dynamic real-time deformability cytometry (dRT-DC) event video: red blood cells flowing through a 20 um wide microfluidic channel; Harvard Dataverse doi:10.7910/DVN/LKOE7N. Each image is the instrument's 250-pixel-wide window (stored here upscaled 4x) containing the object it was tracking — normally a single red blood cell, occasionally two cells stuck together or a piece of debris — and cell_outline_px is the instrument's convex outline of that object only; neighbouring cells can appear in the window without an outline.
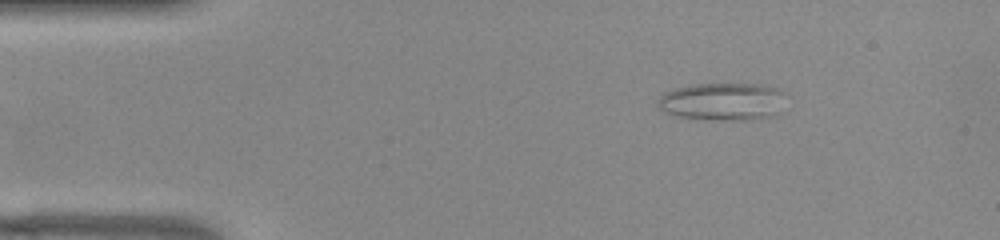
{"species": "common noctule bat (a hibernating species)", "species_latin": "Nyctalus noctula", "temperature_condition": "warm", "stored_images_in_passage": 45, "camera_frame_rate_fps": 3000, "um_per_image_px": 0.085, "animal": {"sex": "female", "body_mass_g": 22.0, "forearm_length_mm": 56.7}, "frame": {"image": 1, "passage_image": 1, "time_ms": 0.0, "image_size_px": [1000, 240], "cell_outline_px": [[780, 112], [772, 116], [748, 120], [712, 120], [676, 116], [664, 112], [656, 108], [656, 100], [664, 92], [672, 88], [692, 84], [764, 84], [780, 88]], "centroid_in_image_um": [61.31, 8.63], "position_along_channel_um": 23.7, "area_um2": 28.38}}
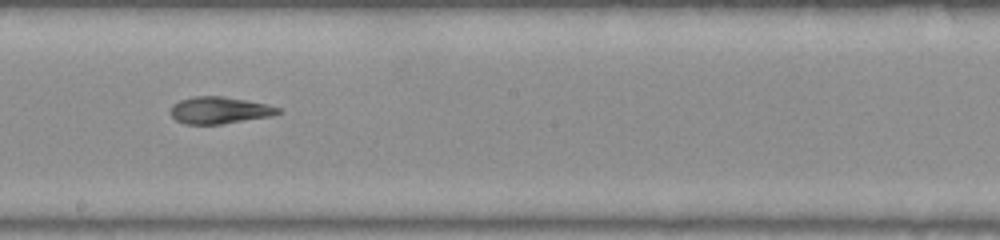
{"frame": {"image": 2, "passage_image": 22, "time_ms": 7.0, "image_size_px": [1000, 240], "cell_outline_px": [[280, 112], [272, 116], [220, 124], [184, 124], [176, 120], [168, 112], [172, 104], [180, 100], [192, 96], [224, 96], [268, 104], [280, 108]], "centroid_in_image_um": [18.61, 9.36], "position_along_channel_um": 229.6, "area_um2": 16.99}}
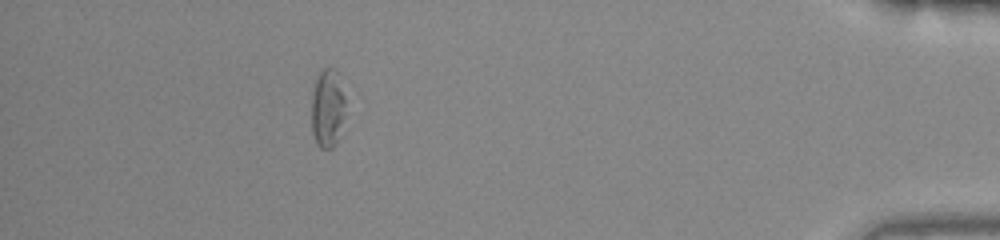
{"frame": {"image": 3, "passage_image": 40, "time_ms": 13.0, "image_size_px": [1000, 240], "cell_outline_px": [[344, 116], [336, 144], [332, 148], [320, 148], [316, 144], [312, 132], [312, 92], [316, 80], [320, 72], [324, 68], [336, 68], [340, 72], [344, 96]], "centroid_in_image_um": [27.85, 9.17], "position_along_channel_um": 407.4, "area_um2": 15.72}, "authors_computed_cell_mechanics": {"area_um2": 17.629, "velocity_mm_per_s": 3.8934, "shape_relaxation_time_tau1_ms": null, "shape_relaxation_time_tau2_ms": 4.2664, "deformation_change_tau1": null, "deformation_change_tau2": 0.125}}